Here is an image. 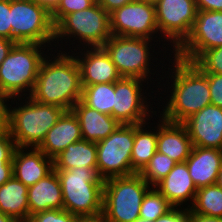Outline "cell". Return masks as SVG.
Masks as SVG:
<instances>
[{
  "mask_svg": "<svg viewBox=\"0 0 222 222\" xmlns=\"http://www.w3.org/2000/svg\"><path fill=\"white\" fill-rule=\"evenodd\" d=\"M166 61H169L167 66L170 68L164 63L161 64L162 66L159 65L162 69L161 81L163 80V84H160L159 88H157L159 93H154L155 95L158 94L157 101L160 100L163 102L165 100L164 103L157 102V115L168 122L183 123L190 116L211 104L208 78L193 62L182 60L174 55H171V58ZM163 73L165 74L163 75ZM159 89L164 90L160 92ZM160 94L165 95V97L160 96ZM160 106H163V109Z\"/></svg>",
  "mask_w": 222,
  "mask_h": 222,
  "instance_id": "cell-1",
  "label": "cell"
},
{
  "mask_svg": "<svg viewBox=\"0 0 222 222\" xmlns=\"http://www.w3.org/2000/svg\"><path fill=\"white\" fill-rule=\"evenodd\" d=\"M82 89L80 69L74 55L52 49L40 65L29 97L34 101L71 111L81 100Z\"/></svg>",
  "mask_w": 222,
  "mask_h": 222,
  "instance_id": "cell-2",
  "label": "cell"
},
{
  "mask_svg": "<svg viewBox=\"0 0 222 222\" xmlns=\"http://www.w3.org/2000/svg\"><path fill=\"white\" fill-rule=\"evenodd\" d=\"M160 45L163 49L160 47ZM155 46L156 48H158V50H160L161 48L160 52L159 51L156 52L157 49L154 48ZM164 46H165L164 44L163 45L158 44L157 40L112 35L102 47L105 49V51L109 55L110 59L115 64L117 71L122 77L140 78L147 82L148 81L151 82V84L153 83V86H152L153 88H157V87L159 88V85L162 82L160 79L162 78L161 77L162 75L159 74L160 73L159 71L157 72L155 70L158 69L157 68L159 67L158 65L161 64L162 62L166 63L165 59L167 58L169 59L171 55H173L172 53H174L173 48H166V46L165 47ZM169 50L170 52H167ZM150 51L153 53H151ZM161 52L162 53L164 52L165 54L164 53L162 54ZM166 53L168 54L166 55ZM154 54H156L157 57L158 55H162V57L164 58L161 57L160 58L161 61H160V59H158L157 57L155 58L156 55ZM157 61H160V62H157ZM153 63L158 64V65H154L155 66L154 67L152 65ZM155 74L156 76H154ZM157 76L159 78H157ZM153 77H156L158 80L157 79L154 80ZM156 81L158 82L156 83ZM154 85H156L157 87Z\"/></svg>",
  "mask_w": 222,
  "mask_h": 222,
  "instance_id": "cell-3",
  "label": "cell"
},
{
  "mask_svg": "<svg viewBox=\"0 0 222 222\" xmlns=\"http://www.w3.org/2000/svg\"><path fill=\"white\" fill-rule=\"evenodd\" d=\"M111 36L110 14L96 2L87 9L64 16L54 26V49L60 47L59 51L73 52L82 46L102 47Z\"/></svg>",
  "mask_w": 222,
  "mask_h": 222,
  "instance_id": "cell-4",
  "label": "cell"
},
{
  "mask_svg": "<svg viewBox=\"0 0 222 222\" xmlns=\"http://www.w3.org/2000/svg\"><path fill=\"white\" fill-rule=\"evenodd\" d=\"M64 112L63 108L34 101L29 96L12 98L9 133L17 147L38 148Z\"/></svg>",
  "mask_w": 222,
  "mask_h": 222,
  "instance_id": "cell-5",
  "label": "cell"
},
{
  "mask_svg": "<svg viewBox=\"0 0 222 222\" xmlns=\"http://www.w3.org/2000/svg\"><path fill=\"white\" fill-rule=\"evenodd\" d=\"M49 50L46 45L16 43L0 65V93L11 98L30 96Z\"/></svg>",
  "mask_w": 222,
  "mask_h": 222,
  "instance_id": "cell-6",
  "label": "cell"
},
{
  "mask_svg": "<svg viewBox=\"0 0 222 222\" xmlns=\"http://www.w3.org/2000/svg\"><path fill=\"white\" fill-rule=\"evenodd\" d=\"M61 183L63 209L78 217H95L103 212L104 180L97 168L55 170Z\"/></svg>",
  "mask_w": 222,
  "mask_h": 222,
  "instance_id": "cell-7",
  "label": "cell"
},
{
  "mask_svg": "<svg viewBox=\"0 0 222 222\" xmlns=\"http://www.w3.org/2000/svg\"><path fill=\"white\" fill-rule=\"evenodd\" d=\"M151 187L139 173L104 180L102 215L107 222H134Z\"/></svg>",
  "mask_w": 222,
  "mask_h": 222,
  "instance_id": "cell-8",
  "label": "cell"
},
{
  "mask_svg": "<svg viewBox=\"0 0 222 222\" xmlns=\"http://www.w3.org/2000/svg\"><path fill=\"white\" fill-rule=\"evenodd\" d=\"M150 84L143 79L135 77H121L117 80L115 82L113 118L120 124H142L152 120V118L157 120V111L153 106V103L155 106H157V103L151 102L157 101L155 100L157 97L152 95L157 90H153ZM149 88L152 90L149 91ZM150 99L152 100L149 101Z\"/></svg>",
  "mask_w": 222,
  "mask_h": 222,
  "instance_id": "cell-9",
  "label": "cell"
},
{
  "mask_svg": "<svg viewBox=\"0 0 222 222\" xmlns=\"http://www.w3.org/2000/svg\"><path fill=\"white\" fill-rule=\"evenodd\" d=\"M10 13L15 43L41 44L54 49V25L45 8L30 0H10Z\"/></svg>",
  "mask_w": 222,
  "mask_h": 222,
  "instance_id": "cell-10",
  "label": "cell"
},
{
  "mask_svg": "<svg viewBox=\"0 0 222 222\" xmlns=\"http://www.w3.org/2000/svg\"><path fill=\"white\" fill-rule=\"evenodd\" d=\"M97 171L103 179L135 174L131 167L134 124H120L106 139L96 142Z\"/></svg>",
  "mask_w": 222,
  "mask_h": 222,
  "instance_id": "cell-11",
  "label": "cell"
},
{
  "mask_svg": "<svg viewBox=\"0 0 222 222\" xmlns=\"http://www.w3.org/2000/svg\"><path fill=\"white\" fill-rule=\"evenodd\" d=\"M110 30L113 36L152 39L172 48L159 35L155 4L135 0L110 13Z\"/></svg>",
  "mask_w": 222,
  "mask_h": 222,
  "instance_id": "cell-12",
  "label": "cell"
},
{
  "mask_svg": "<svg viewBox=\"0 0 222 222\" xmlns=\"http://www.w3.org/2000/svg\"><path fill=\"white\" fill-rule=\"evenodd\" d=\"M155 8L159 35L175 50L190 34L194 24L195 0H158Z\"/></svg>",
  "mask_w": 222,
  "mask_h": 222,
  "instance_id": "cell-13",
  "label": "cell"
},
{
  "mask_svg": "<svg viewBox=\"0 0 222 222\" xmlns=\"http://www.w3.org/2000/svg\"><path fill=\"white\" fill-rule=\"evenodd\" d=\"M222 46V11L197 10L196 19L187 38L173 55L195 62L206 50Z\"/></svg>",
  "mask_w": 222,
  "mask_h": 222,
  "instance_id": "cell-14",
  "label": "cell"
},
{
  "mask_svg": "<svg viewBox=\"0 0 222 222\" xmlns=\"http://www.w3.org/2000/svg\"><path fill=\"white\" fill-rule=\"evenodd\" d=\"M71 53L80 69L82 88L98 83H113L122 77L103 47H82Z\"/></svg>",
  "mask_w": 222,
  "mask_h": 222,
  "instance_id": "cell-15",
  "label": "cell"
},
{
  "mask_svg": "<svg viewBox=\"0 0 222 222\" xmlns=\"http://www.w3.org/2000/svg\"><path fill=\"white\" fill-rule=\"evenodd\" d=\"M193 146L222 150V108L208 105L182 123Z\"/></svg>",
  "mask_w": 222,
  "mask_h": 222,
  "instance_id": "cell-16",
  "label": "cell"
},
{
  "mask_svg": "<svg viewBox=\"0 0 222 222\" xmlns=\"http://www.w3.org/2000/svg\"><path fill=\"white\" fill-rule=\"evenodd\" d=\"M12 163L13 176L27 187L54 170L53 159L47 157L39 148L16 147Z\"/></svg>",
  "mask_w": 222,
  "mask_h": 222,
  "instance_id": "cell-17",
  "label": "cell"
},
{
  "mask_svg": "<svg viewBox=\"0 0 222 222\" xmlns=\"http://www.w3.org/2000/svg\"><path fill=\"white\" fill-rule=\"evenodd\" d=\"M174 207L190 208L197 188L190 177L186 162L176 163L169 174L154 186ZM185 204V205H184Z\"/></svg>",
  "mask_w": 222,
  "mask_h": 222,
  "instance_id": "cell-18",
  "label": "cell"
},
{
  "mask_svg": "<svg viewBox=\"0 0 222 222\" xmlns=\"http://www.w3.org/2000/svg\"><path fill=\"white\" fill-rule=\"evenodd\" d=\"M157 151L169 156L176 163L185 162L192 150V142L182 123H172L158 116Z\"/></svg>",
  "mask_w": 222,
  "mask_h": 222,
  "instance_id": "cell-19",
  "label": "cell"
},
{
  "mask_svg": "<svg viewBox=\"0 0 222 222\" xmlns=\"http://www.w3.org/2000/svg\"><path fill=\"white\" fill-rule=\"evenodd\" d=\"M186 165L197 190L216 184L222 164V150L193 146Z\"/></svg>",
  "mask_w": 222,
  "mask_h": 222,
  "instance_id": "cell-20",
  "label": "cell"
},
{
  "mask_svg": "<svg viewBox=\"0 0 222 222\" xmlns=\"http://www.w3.org/2000/svg\"><path fill=\"white\" fill-rule=\"evenodd\" d=\"M80 140L82 135L77 117L72 111H65L38 148L47 157L54 159L67 146Z\"/></svg>",
  "mask_w": 222,
  "mask_h": 222,
  "instance_id": "cell-21",
  "label": "cell"
},
{
  "mask_svg": "<svg viewBox=\"0 0 222 222\" xmlns=\"http://www.w3.org/2000/svg\"><path fill=\"white\" fill-rule=\"evenodd\" d=\"M71 111L77 117L82 139L90 142H99L113 133L120 123L111 115L100 113L78 101Z\"/></svg>",
  "mask_w": 222,
  "mask_h": 222,
  "instance_id": "cell-22",
  "label": "cell"
},
{
  "mask_svg": "<svg viewBox=\"0 0 222 222\" xmlns=\"http://www.w3.org/2000/svg\"><path fill=\"white\" fill-rule=\"evenodd\" d=\"M29 216L51 209H63L60 179L55 170L28 187Z\"/></svg>",
  "mask_w": 222,
  "mask_h": 222,
  "instance_id": "cell-23",
  "label": "cell"
},
{
  "mask_svg": "<svg viewBox=\"0 0 222 222\" xmlns=\"http://www.w3.org/2000/svg\"><path fill=\"white\" fill-rule=\"evenodd\" d=\"M28 187L12 176L0 186V212L13 217L17 222L29 219Z\"/></svg>",
  "mask_w": 222,
  "mask_h": 222,
  "instance_id": "cell-24",
  "label": "cell"
},
{
  "mask_svg": "<svg viewBox=\"0 0 222 222\" xmlns=\"http://www.w3.org/2000/svg\"><path fill=\"white\" fill-rule=\"evenodd\" d=\"M151 121L134 124L131 167L135 173H140L157 151V126Z\"/></svg>",
  "mask_w": 222,
  "mask_h": 222,
  "instance_id": "cell-25",
  "label": "cell"
},
{
  "mask_svg": "<svg viewBox=\"0 0 222 222\" xmlns=\"http://www.w3.org/2000/svg\"><path fill=\"white\" fill-rule=\"evenodd\" d=\"M54 170L97 168L96 142L80 140L70 144L53 159Z\"/></svg>",
  "mask_w": 222,
  "mask_h": 222,
  "instance_id": "cell-26",
  "label": "cell"
},
{
  "mask_svg": "<svg viewBox=\"0 0 222 222\" xmlns=\"http://www.w3.org/2000/svg\"><path fill=\"white\" fill-rule=\"evenodd\" d=\"M115 82L98 83L82 89L81 101L91 109L113 117Z\"/></svg>",
  "mask_w": 222,
  "mask_h": 222,
  "instance_id": "cell-27",
  "label": "cell"
},
{
  "mask_svg": "<svg viewBox=\"0 0 222 222\" xmlns=\"http://www.w3.org/2000/svg\"><path fill=\"white\" fill-rule=\"evenodd\" d=\"M190 209L197 214L222 218V189L217 184L198 189Z\"/></svg>",
  "mask_w": 222,
  "mask_h": 222,
  "instance_id": "cell-28",
  "label": "cell"
},
{
  "mask_svg": "<svg viewBox=\"0 0 222 222\" xmlns=\"http://www.w3.org/2000/svg\"><path fill=\"white\" fill-rule=\"evenodd\" d=\"M173 207L174 206L152 186L143 198L139 217L154 222Z\"/></svg>",
  "mask_w": 222,
  "mask_h": 222,
  "instance_id": "cell-29",
  "label": "cell"
},
{
  "mask_svg": "<svg viewBox=\"0 0 222 222\" xmlns=\"http://www.w3.org/2000/svg\"><path fill=\"white\" fill-rule=\"evenodd\" d=\"M175 164L176 162L169 156L156 151L149 163L139 174L149 185L155 186L169 174Z\"/></svg>",
  "mask_w": 222,
  "mask_h": 222,
  "instance_id": "cell-30",
  "label": "cell"
},
{
  "mask_svg": "<svg viewBox=\"0 0 222 222\" xmlns=\"http://www.w3.org/2000/svg\"><path fill=\"white\" fill-rule=\"evenodd\" d=\"M194 64L204 73L222 74V46L206 50Z\"/></svg>",
  "mask_w": 222,
  "mask_h": 222,
  "instance_id": "cell-31",
  "label": "cell"
},
{
  "mask_svg": "<svg viewBox=\"0 0 222 222\" xmlns=\"http://www.w3.org/2000/svg\"><path fill=\"white\" fill-rule=\"evenodd\" d=\"M97 0H61L57 8L51 13V19L55 26L64 16L87 9L93 6Z\"/></svg>",
  "mask_w": 222,
  "mask_h": 222,
  "instance_id": "cell-32",
  "label": "cell"
},
{
  "mask_svg": "<svg viewBox=\"0 0 222 222\" xmlns=\"http://www.w3.org/2000/svg\"><path fill=\"white\" fill-rule=\"evenodd\" d=\"M78 218L64 209H51L29 216L26 222H77Z\"/></svg>",
  "mask_w": 222,
  "mask_h": 222,
  "instance_id": "cell-33",
  "label": "cell"
},
{
  "mask_svg": "<svg viewBox=\"0 0 222 222\" xmlns=\"http://www.w3.org/2000/svg\"><path fill=\"white\" fill-rule=\"evenodd\" d=\"M0 37L12 40L10 0H0Z\"/></svg>",
  "mask_w": 222,
  "mask_h": 222,
  "instance_id": "cell-34",
  "label": "cell"
},
{
  "mask_svg": "<svg viewBox=\"0 0 222 222\" xmlns=\"http://www.w3.org/2000/svg\"><path fill=\"white\" fill-rule=\"evenodd\" d=\"M211 95V104L222 108V74L205 73Z\"/></svg>",
  "mask_w": 222,
  "mask_h": 222,
  "instance_id": "cell-35",
  "label": "cell"
},
{
  "mask_svg": "<svg viewBox=\"0 0 222 222\" xmlns=\"http://www.w3.org/2000/svg\"><path fill=\"white\" fill-rule=\"evenodd\" d=\"M16 147L9 132L0 134V163H12Z\"/></svg>",
  "mask_w": 222,
  "mask_h": 222,
  "instance_id": "cell-36",
  "label": "cell"
},
{
  "mask_svg": "<svg viewBox=\"0 0 222 222\" xmlns=\"http://www.w3.org/2000/svg\"><path fill=\"white\" fill-rule=\"evenodd\" d=\"M154 222H190L189 209L186 206L173 207Z\"/></svg>",
  "mask_w": 222,
  "mask_h": 222,
  "instance_id": "cell-37",
  "label": "cell"
},
{
  "mask_svg": "<svg viewBox=\"0 0 222 222\" xmlns=\"http://www.w3.org/2000/svg\"><path fill=\"white\" fill-rule=\"evenodd\" d=\"M10 100V96L0 94V134L9 132Z\"/></svg>",
  "mask_w": 222,
  "mask_h": 222,
  "instance_id": "cell-38",
  "label": "cell"
},
{
  "mask_svg": "<svg viewBox=\"0 0 222 222\" xmlns=\"http://www.w3.org/2000/svg\"><path fill=\"white\" fill-rule=\"evenodd\" d=\"M197 10L222 11V0H195Z\"/></svg>",
  "mask_w": 222,
  "mask_h": 222,
  "instance_id": "cell-39",
  "label": "cell"
},
{
  "mask_svg": "<svg viewBox=\"0 0 222 222\" xmlns=\"http://www.w3.org/2000/svg\"><path fill=\"white\" fill-rule=\"evenodd\" d=\"M133 1L135 0H97L98 4L109 14Z\"/></svg>",
  "mask_w": 222,
  "mask_h": 222,
  "instance_id": "cell-40",
  "label": "cell"
},
{
  "mask_svg": "<svg viewBox=\"0 0 222 222\" xmlns=\"http://www.w3.org/2000/svg\"><path fill=\"white\" fill-rule=\"evenodd\" d=\"M16 43L8 38L0 37V65Z\"/></svg>",
  "mask_w": 222,
  "mask_h": 222,
  "instance_id": "cell-41",
  "label": "cell"
},
{
  "mask_svg": "<svg viewBox=\"0 0 222 222\" xmlns=\"http://www.w3.org/2000/svg\"><path fill=\"white\" fill-rule=\"evenodd\" d=\"M13 176V163H0V186Z\"/></svg>",
  "mask_w": 222,
  "mask_h": 222,
  "instance_id": "cell-42",
  "label": "cell"
},
{
  "mask_svg": "<svg viewBox=\"0 0 222 222\" xmlns=\"http://www.w3.org/2000/svg\"><path fill=\"white\" fill-rule=\"evenodd\" d=\"M189 217H190V222H222V218L220 217H211L207 215L197 214L194 213L190 208H189Z\"/></svg>",
  "mask_w": 222,
  "mask_h": 222,
  "instance_id": "cell-43",
  "label": "cell"
},
{
  "mask_svg": "<svg viewBox=\"0 0 222 222\" xmlns=\"http://www.w3.org/2000/svg\"><path fill=\"white\" fill-rule=\"evenodd\" d=\"M31 2L42 6L50 14L57 8L61 0H30Z\"/></svg>",
  "mask_w": 222,
  "mask_h": 222,
  "instance_id": "cell-44",
  "label": "cell"
},
{
  "mask_svg": "<svg viewBox=\"0 0 222 222\" xmlns=\"http://www.w3.org/2000/svg\"><path fill=\"white\" fill-rule=\"evenodd\" d=\"M77 222H107L106 218L101 214L95 217H79Z\"/></svg>",
  "mask_w": 222,
  "mask_h": 222,
  "instance_id": "cell-45",
  "label": "cell"
},
{
  "mask_svg": "<svg viewBox=\"0 0 222 222\" xmlns=\"http://www.w3.org/2000/svg\"><path fill=\"white\" fill-rule=\"evenodd\" d=\"M0 222H17L13 217L0 212Z\"/></svg>",
  "mask_w": 222,
  "mask_h": 222,
  "instance_id": "cell-46",
  "label": "cell"
},
{
  "mask_svg": "<svg viewBox=\"0 0 222 222\" xmlns=\"http://www.w3.org/2000/svg\"><path fill=\"white\" fill-rule=\"evenodd\" d=\"M216 184L222 189V164L218 173Z\"/></svg>",
  "mask_w": 222,
  "mask_h": 222,
  "instance_id": "cell-47",
  "label": "cell"
},
{
  "mask_svg": "<svg viewBox=\"0 0 222 222\" xmlns=\"http://www.w3.org/2000/svg\"><path fill=\"white\" fill-rule=\"evenodd\" d=\"M134 222H151L149 220L143 219V218H138L137 220H135Z\"/></svg>",
  "mask_w": 222,
  "mask_h": 222,
  "instance_id": "cell-48",
  "label": "cell"
},
{
  "mask_svg": "<svg viewBox=\"0 0 222 222\" xmlns=\"http://www.w3.org/2000/svg\"><path fill=\"white\" fill-rule=\"evenodd\" d=\"M141 1L155 4L158 0H141Z\"/></svg>",
  "mask_w": 222,
  "mask_h": 222,
  "instance_id": "cell-49",
  "label": "cell"
}]
</instances>
